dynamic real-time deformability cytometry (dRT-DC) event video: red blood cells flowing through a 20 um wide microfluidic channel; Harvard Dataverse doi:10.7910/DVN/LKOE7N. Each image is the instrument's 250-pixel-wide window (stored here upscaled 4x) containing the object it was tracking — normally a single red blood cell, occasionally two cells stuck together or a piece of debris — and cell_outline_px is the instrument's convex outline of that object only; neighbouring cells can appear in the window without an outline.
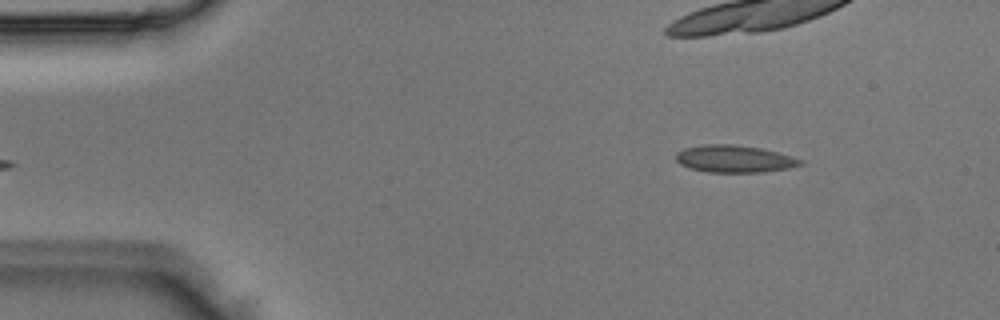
{"species": "Egyptian fruit bat (a non-hibernating species)", "species_latin": "Rousettus aegyptiacus", "temperature_condition": "room temperature", "stored_images_in_passage": 3, "segment_of_instrument_passage": [2, 2], "camera_frame_rate_fps": 3000, "um_per_image_px": 0.085, "animal": {"sex": "male"}, "frame": {"image": 1, "passage_image": 3, "time_ms": 0.667, "image_size_px": [1000, 320], "cell_outline_px": [[804, 164], [788, 168], [764, 172], [708, 172], [688, 168], [680, 164], [676, 160], [676, 152], [684, 148], [704, 144], [736, 144], [760, 148], [792, 156], [800, 160]], "centroid_in_image_um": [62.38, 13.5], "position_along_channel_um": 22.6, "area_um2": 19.77}}